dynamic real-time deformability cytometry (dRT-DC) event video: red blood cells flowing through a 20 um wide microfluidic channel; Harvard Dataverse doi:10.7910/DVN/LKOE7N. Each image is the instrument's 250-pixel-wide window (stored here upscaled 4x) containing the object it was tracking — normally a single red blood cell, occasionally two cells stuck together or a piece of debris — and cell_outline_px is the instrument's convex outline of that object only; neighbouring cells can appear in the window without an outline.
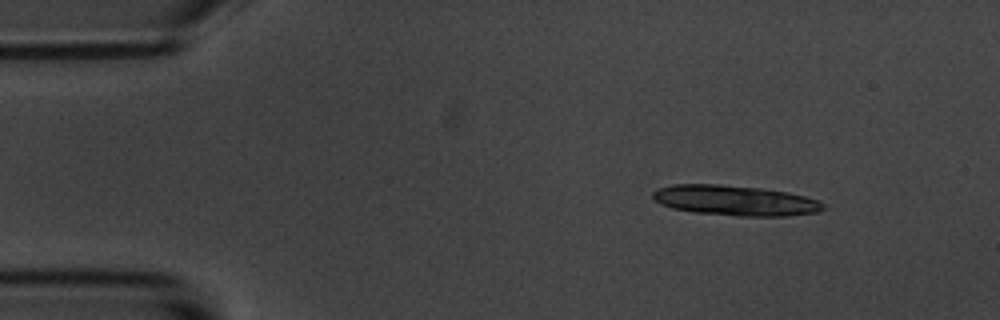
{"species": "common noctule bat (a hibernating species)", "species_latin": "Nyctalus noctula", "temperature_condition": "room temperature", "stored_images_in_passage": 30, "camera_frame_rate_fps": 3000, "um_per_image_px": 0.085, "animal": {"sex": "male", "body_mass_g": 20.1, "forearm_length_mm": 53.5}, "frame": {"image": 1, "passage_image": 1, "time_ms": 0.0, "image_size_px": [1000, 320], "cell_outline_px": [[824, 208], [816, 212], [784, 216], [740, 216], [696, 212], [672, 208], [660, 204], [652, 200], [652, 192], [656, 188], [672, 184], [716, 184], [760, 188], [788, 192], [820, 200], [824, 204]], "centroid_in_image_um": [62.43, 17.03], "position_along_channel_um": 22.6, "area_um2": 30.06}}
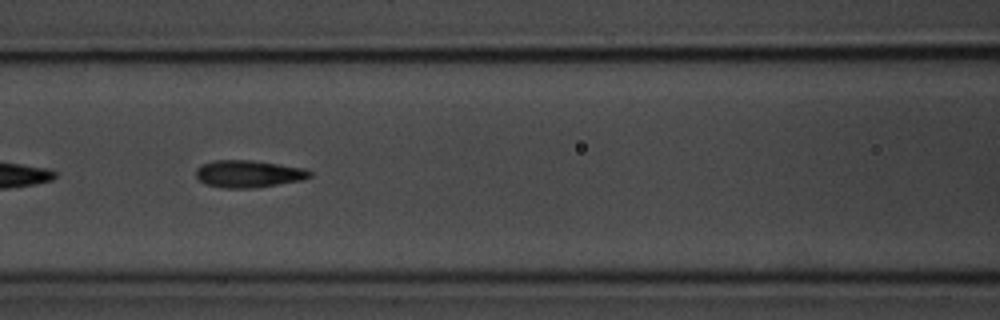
{"frame": {"image": 2, "passage_image": 18, "time_ms": 5.667, "image_size_px": [1000, 320], "cell_outline_px": [[312, 176], [300, 180], [256, 188], [220, 188], [204, 184], [196, 176], [196, 168], [212, 160], [252, 160], [304, 168], [312, 172]], "centroid_in_image_um": [21.09, 14.78], "position_along_channel_um": 145.5, "area_um2": 18.09}}
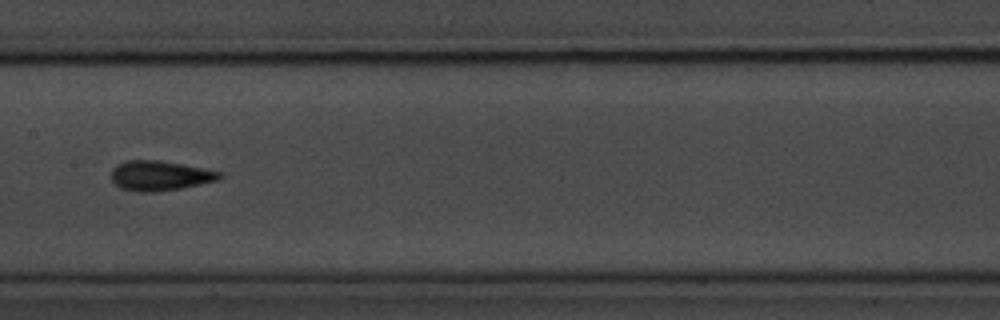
{"frame": {"image": 3, "passage_image": 22, "time_ms": 7.0, "image_size_px": [1000, 320], "cell_outline_px": [[224, 176], [220, 180], [180, 188], [152, 192], [136, 192], [120, 188], [112, 180], [112, 168], [116, 164], [124, 160], [160, 160], [184, 164], [224, 172]], "centroid_in_image_um": [13.62, 14.92], "position_along_channel_um": 193.8, "area_um2": 19.13}}